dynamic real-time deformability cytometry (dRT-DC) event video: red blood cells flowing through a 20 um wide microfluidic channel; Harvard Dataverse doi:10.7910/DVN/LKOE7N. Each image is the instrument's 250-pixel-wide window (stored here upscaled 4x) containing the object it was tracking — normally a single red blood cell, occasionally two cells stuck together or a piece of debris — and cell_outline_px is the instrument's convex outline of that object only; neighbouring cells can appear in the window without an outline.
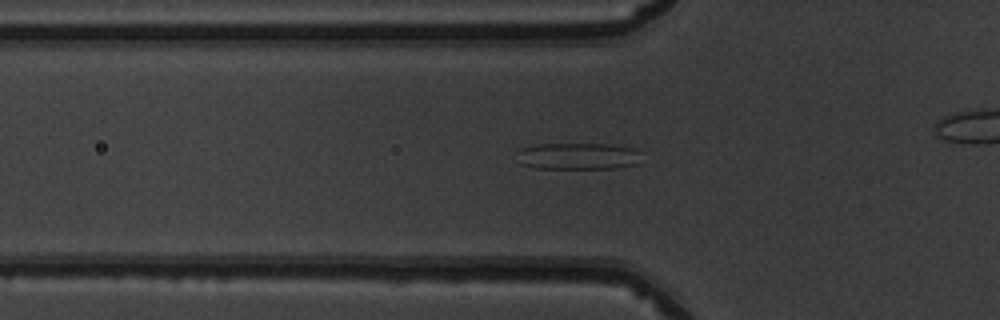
{"species": "common noctule bat (a hibernating species)", "species_latin": "Nyctalus noctula", "temperature_condition": "warm", "stored_images_in_passage": 38, "camera_frame_rate_fps": 3000, "um_per_image_px": 0.085, "animal": {"sex": "male", "body_mass_g": 19.5, "forearm_length_mm": 54.6}, "frame": {"image": 1, "passage_image": 12, "time_ms": 3.667, "image_size_px": [1000, 320], "cell_outline_px": [[636, 164], [616, 168], [536, 168], [520, 164], [516, 152], [520, 148], [536, 144], [608, 144], [632, 148], [636, 152]], "centroid_in_image_um": [49.0, 13.27], "position_along_channel_um": 76.8, "area_um2": 19.07}}
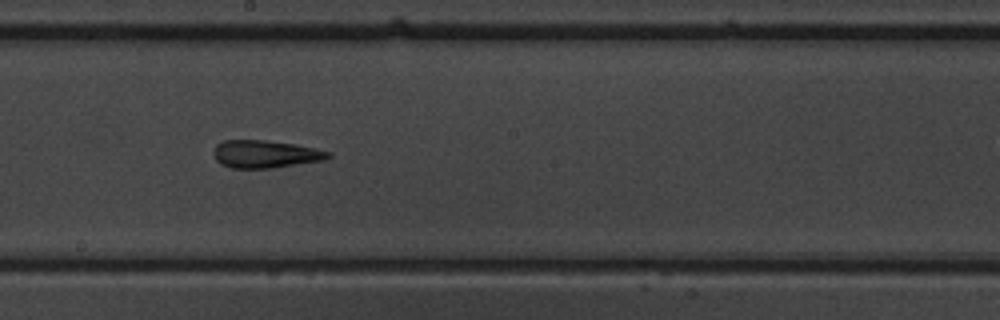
{"frame": {"image": 2, "passage_image": 23, "time_ms": 7.333, "image_size_px": [1000, 320], "cell_outline_px": [[332, 156], [324, 160], [272, 168], [232, 168], [220, 164], [216, 160], [212, 152], [216, 144], [224, 140], [264, 140], [296, 144], [316, 148], [332, 152]], "centroid_in_image_um": [22.55, 13.09], "position_along_channel_um": 225.6, "area_um2": 18.67}}
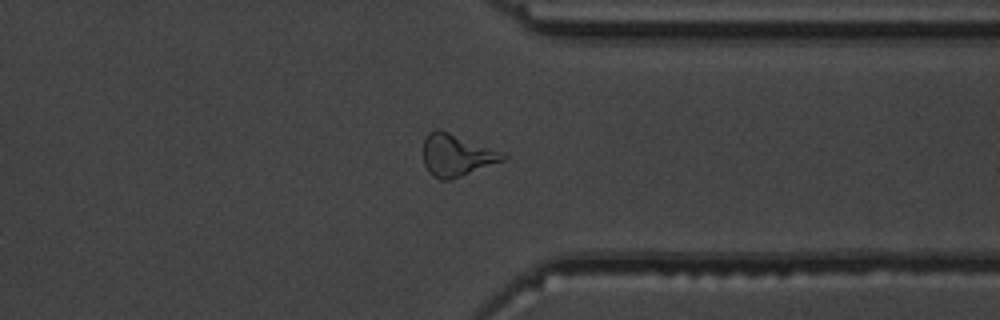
{"frame": {"image": 3, "passage_image": 34, "time_ms": 11.0, "image_size_px": [1000, 320], "cell_outline_px": [[508, 156], [504, 160], [452, 180], [440, 180], [432, 176], [428, 172], [424, 164], [424, 140], [428, 132], [436, 128], [440, 128]], "centroid_in_image_um": [38.73, 13.21], "position_along_channel_um": 372.7, "area_um2": 19.31}}